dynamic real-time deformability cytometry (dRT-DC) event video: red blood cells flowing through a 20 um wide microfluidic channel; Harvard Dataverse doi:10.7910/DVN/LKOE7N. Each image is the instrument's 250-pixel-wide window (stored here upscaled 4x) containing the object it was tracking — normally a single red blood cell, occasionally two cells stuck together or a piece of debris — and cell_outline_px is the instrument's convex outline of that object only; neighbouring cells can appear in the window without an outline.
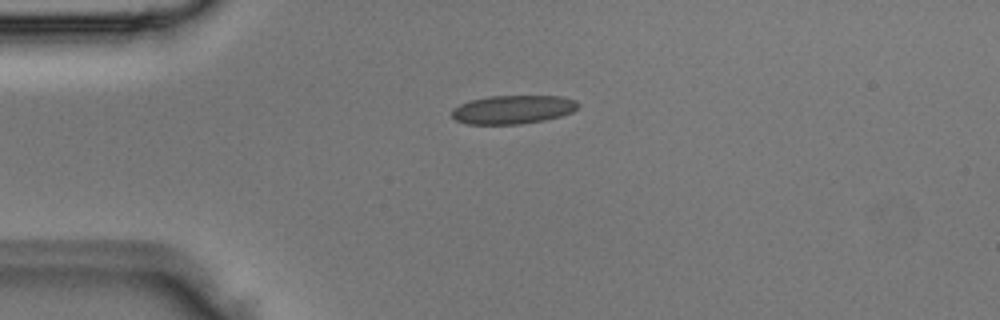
{"species": "Egyptian fruit bat (a non-hibernating species)", "species_latin": "Rousettus aegyptiacus", "temperature_condition": "room temperature", "stored_images_in_passage": 4, "camera_frame_rate_fps": 3000, "um_per_image_px": 0.085, "animal": {"sex": "male"}, "frame": {"image": 1, "passage_image": 4, "time_ms": 1.0, "image_size_px": [1000, 320], "cell_outline_px": [[580, 104], [572, 112], [560, 116], [544, 120], [520, 124], [468, 124], [456, 120], [452, 116], [452, 108], [460, 104], [472, 100], [488, 96], [560, 96], [576, 100]], "centroid_in_image_um": [43.6, 9.31], "position_along_channel_um": 41.4, "area_um2": 20.98}}